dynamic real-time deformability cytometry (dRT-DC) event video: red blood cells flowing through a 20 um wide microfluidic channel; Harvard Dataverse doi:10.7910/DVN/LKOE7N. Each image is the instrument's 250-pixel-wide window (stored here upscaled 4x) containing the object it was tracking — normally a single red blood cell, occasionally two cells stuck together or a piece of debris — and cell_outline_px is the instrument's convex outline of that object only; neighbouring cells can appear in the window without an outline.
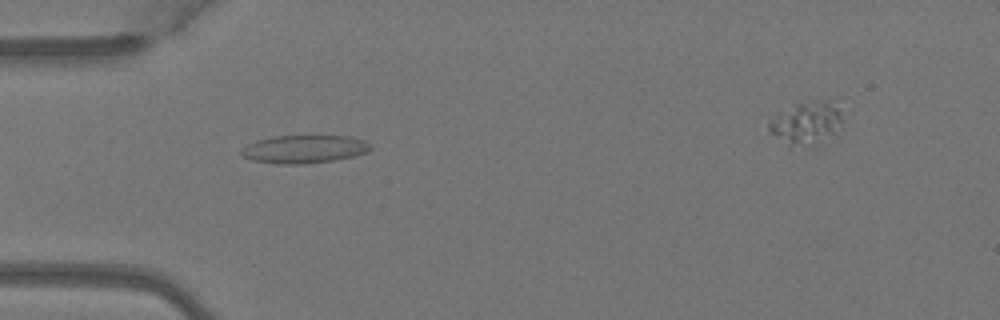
{"species": "Egyptian fruit bat (a non-hibernating species)", "species_latin": "Rousettus aegyptiacus", "temperature_condition": "warm", "stored_images_in_passage": 6, "segment_of_instrument_passage": [1, 2], "camera_frame_rate_fps": 3000, "um_per_image_px": 0.085, "animal": {"sex": "female"}, "frame": {"image": 1, "passage_image": 5, "time_ms": 1.333, "image_size_px": [1000, 320], "cell_outline_px": [[372, 148], [368, 152], [356, 156], [336, 160], [304, 164], [280, 164], [252, 160], [240, 156], [240, 148], [256, 140], [272, 136], [348, 136], [364, 140]], "centroid_in_image_um": [25.83, 12.68], "position_along_channel_um": 59.2, "area_um2": 21.33}}